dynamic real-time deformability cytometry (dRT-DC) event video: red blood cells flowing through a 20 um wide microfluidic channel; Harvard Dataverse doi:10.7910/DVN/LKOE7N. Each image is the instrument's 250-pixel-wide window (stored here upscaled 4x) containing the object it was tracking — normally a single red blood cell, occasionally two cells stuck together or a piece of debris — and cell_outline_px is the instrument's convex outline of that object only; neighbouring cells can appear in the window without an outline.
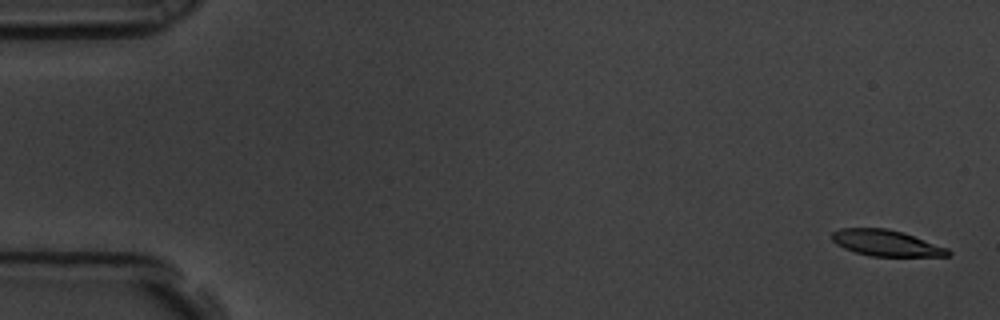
{"species": "common noctule bat (a hibernating species)", "species_latin": "Nyctalus noctula", "temperature_condition": "room temperature", "stored_images_in_passage": 5, "camera_frame_rate_fps": 3000, "um_per_image_px": 0.085, "animal": {"sex": "male", "body_mass_g": 19.5, "forearm_length_mm": 54.6}, "frame": {"image": 1, "passage_image": 1, "time_ms": 0.0, "image_size_px": [1000, 320], "cell_outline_px": [[952, 252], [948, 256], [872, 256], [856, 252], [844, 248], [836, 244], [832, 240], [832, 232], [840, 228], [884, 228], [904, 232], [948, 248]], "centroid_in_image_um": [75.34, 20.65], "position_along_channel_um": 9.7, "area_um2": 17.63}}
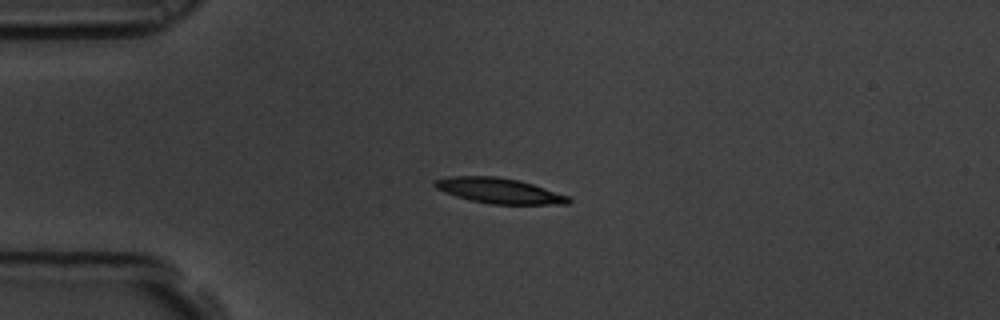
{"frame": {"image": 2, "passage_image": 4, "time_ms": 1.0, "image_size_px": [1000, 320], "cell_outline_px": [[572, 200], [568, 204], [492, 204], [472, 200], [456, 196], [444, 192], [436, 188], [432, 184], [432, 180], [448, 176], [496, 176], [520, 180], [568, 196]], "centroid_in_image_um": [42.38, 16.2], "position_along_channel_um": 42.6, "area_um2": 19.71}}